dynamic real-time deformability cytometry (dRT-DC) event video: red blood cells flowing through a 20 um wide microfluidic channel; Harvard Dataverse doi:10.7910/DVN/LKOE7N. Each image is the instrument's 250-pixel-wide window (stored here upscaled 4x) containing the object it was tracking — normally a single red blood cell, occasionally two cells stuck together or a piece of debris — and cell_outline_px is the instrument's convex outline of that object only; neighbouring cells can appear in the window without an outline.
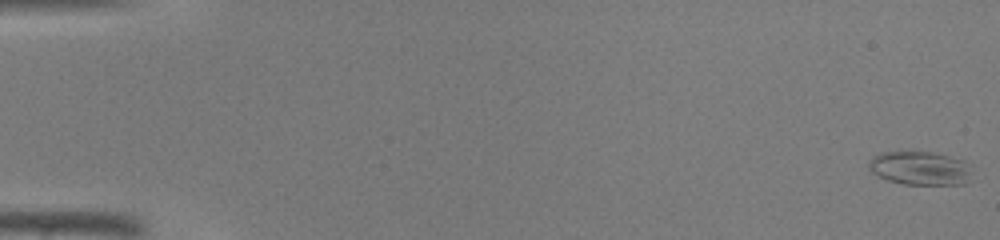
{"species": "common noctule bat (a hibernating species)", "species_latin": "Nyctalus noctula", "temperature_condition": "warm", "stored_images_in_passage": 46, "camera_frame_rate_fps": 3000, "um_per_image_px": 0.085, "animal": {"sex": "male", "body_mass_g": 19.0, "forearm_length_mm": 50.8}, "frame": {"image": 1, "passage_image": 1, "time_ms": 0.0, "image_size_px": [1000, 240], "cell_outline_px": [[972, 164], [964, 184], [904, 184], [888, 180], [872, 172], [868, 168], [868, 164], [872, 156], [880, 152], [932, 152], [964, 160]], "centroid_in_image_um": [78.18, 14.28], "position_along_channel_um": 6.8, "area_um2": 20.06}}
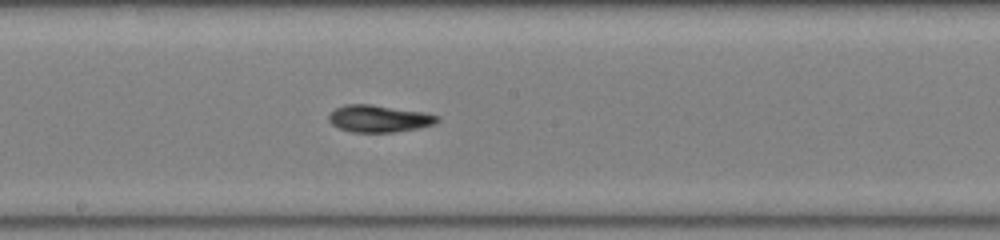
{"frame": {"image": 2, "passage_image": 26, "time_ms": 8.333, "image_size_px": [1000, 240], "cell_outline_px": [[440, 120], [432, 124], [416, 128], [392, 132], [352, 132], [340, 128], [332, 124], [328, 120], [328, 116], [336, 108], [344, 104], [372, 104], [424, 112], [440, 116]], "centroid_in_image_um": [32.2, 10.07], "position_along_channel_um": 216.0, "area_um2": 16.99}}
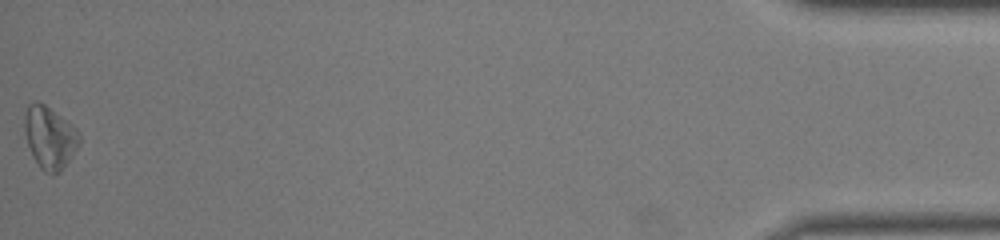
{"frame": {"image": 3, "passage_image": 46, "time_ms": 15.0, "image_size_px": [1000, 240], "cell_outline_px": [[80, 144], [60, 172], [52, 176], [44, 172], [40, 168], [28, 144], [24, 132], [24, 116], [28, 104], [36, 100], [40, 100], [72, 124], [80, 132]], "centroid_in_image_um": [4.23, 11.66], "position_along_channel_um": 431.0, "area_um2": 20.11}}